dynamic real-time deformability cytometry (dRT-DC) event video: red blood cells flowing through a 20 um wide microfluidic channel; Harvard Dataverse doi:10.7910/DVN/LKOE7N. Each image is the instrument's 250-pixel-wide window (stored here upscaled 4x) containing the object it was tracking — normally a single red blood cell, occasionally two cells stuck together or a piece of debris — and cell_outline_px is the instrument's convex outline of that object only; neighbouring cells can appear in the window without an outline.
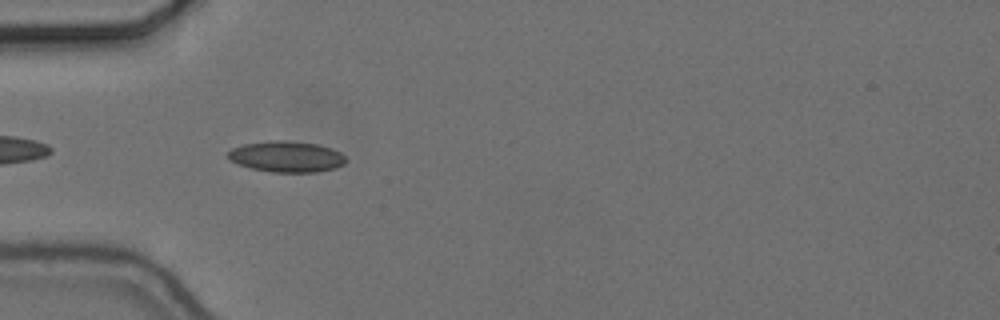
{"species": "common noctule bat (a hibernating species)", "species_latin": "Nyctalus noctula", "temperature_condition": "cold", "stored_images_in_passage": 41, "camera_frame_rate_fps": 3000, "um_per_image_px": 0.085, "animal": {"sex": "female", "body_mass_g": 24.6, "forearm_length_mm": 56.2}, "frame": {"image": 1, "passage_image": 3, "time_ms": 0.667, "image_size_px": [1000, 320], "cell_outline_px": [[348, 160], [344, 164], [336, 168], [316, 172], [272, 172], [252, 168], [228, 160], [228, 152], [232, 148], [244, 144], [268, 140], [288, 140], [320, 144], [332, 148], [340, 152]], "centroid_in_image_um": [24.39, 13.3], "position_along_channel_um": 60.6, "area_um2": 21.5}}
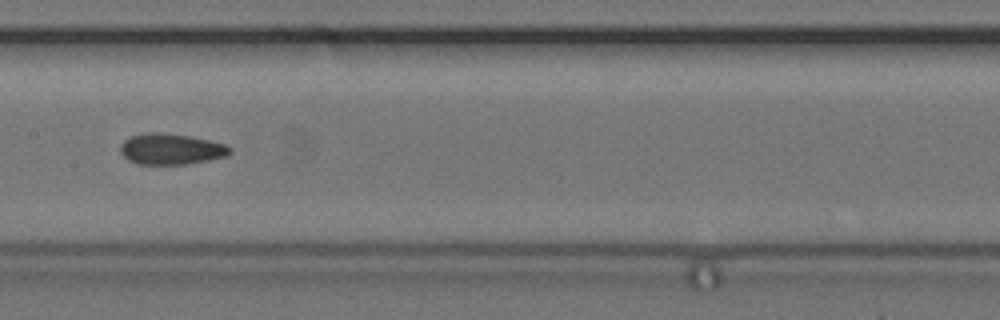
{"frame": {"image": 2, "passage_image": 14, "time_ms": 4.333, "image_size_px": [1000, 320], "cell_outline_px": [[232, 152], [228, 156], [208, 160], [184, 164], [136, 164], [128, 160], [120, 152], [120, 144], [124, 140], [132, 136], [148, 132], [156, 132], [188, 136], [208, 140], [224, 144], [232, 148]], "centroid_in_image_um": [14.53, 12.68], "position_along_channel_um": 192.9, "area_um2": 19.65}}
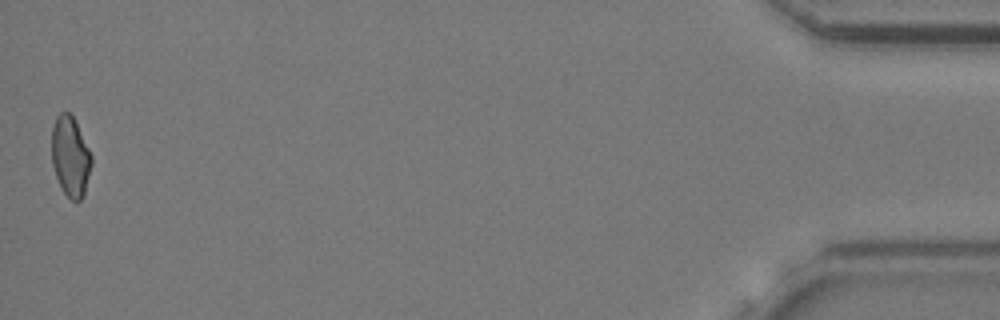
{"frame": {"image": 3, "passage_image": 41, "time_ms": 13.333, "image_size_px": [1000, 320], "cell_outline_px": [[92, 164], [84, 192], [80, 200], [76, 204], [64, 192], [56, 176], [52, 164], [52, 128], [56, 116], [60, 112], [68, 112], [72, 116], [92, 156]], "centroid_in_image_um": [5.97, 13.31], "position_along_channel_um": 429.2, "area_um2": 18.26}, "authors_computed_cell_mechanics": {"area_um2": 19.2474, "velocity_mm_per_s": 3.6825, "shape_relaxation_time_tau1_ms": null, "shape_relaxation_time_tau2_ms": 3.1331, "deformation_change_tau1": null, "deformation_change_tau2": 0.0956}}